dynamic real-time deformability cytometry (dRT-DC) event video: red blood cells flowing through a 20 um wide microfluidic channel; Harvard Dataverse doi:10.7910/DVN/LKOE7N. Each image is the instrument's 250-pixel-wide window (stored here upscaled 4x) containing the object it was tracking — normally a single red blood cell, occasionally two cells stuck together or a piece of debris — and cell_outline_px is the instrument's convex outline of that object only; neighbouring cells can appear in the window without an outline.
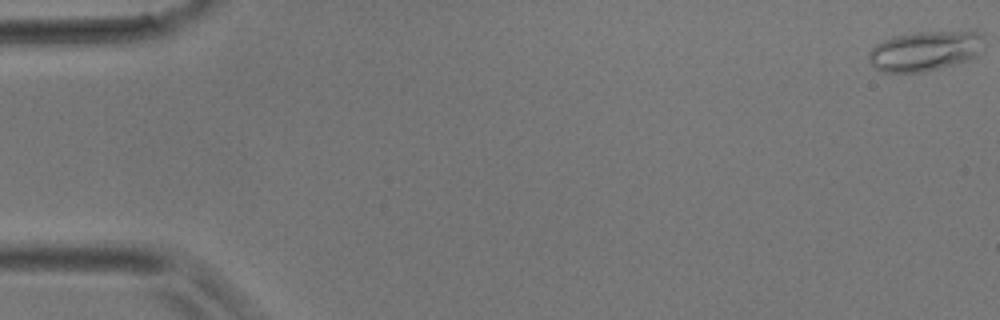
{"species": "common noctule bat (a hibernating species)", "species_latin": "Nyctalus noctula", "temperature_condition": "room temperature", "stored_images_in_passage": 6, "camera_frame_rate_fps": 3000, "um_per_image_px": 0.085, "animal": {"sex": "male", "body_mass_g": 17.9}, "frame": {"image": 1, "passage_image": 1, "time_ms": 0.0, "image_size_px": [1000, 320], "cell_outline_px": [[984, 48], [976, 56], [968, 60], [956, 64], [924, 72], [884, 72], [872, 68], [868, 60], [868, 52], [876, 44], [892, 36], [912, 32], [976, 28], [984, 32]], "centroid_in_image_um": [78.72, 4.27], "position_along_channel_um": 6.3, "area_um2": 28.26}}
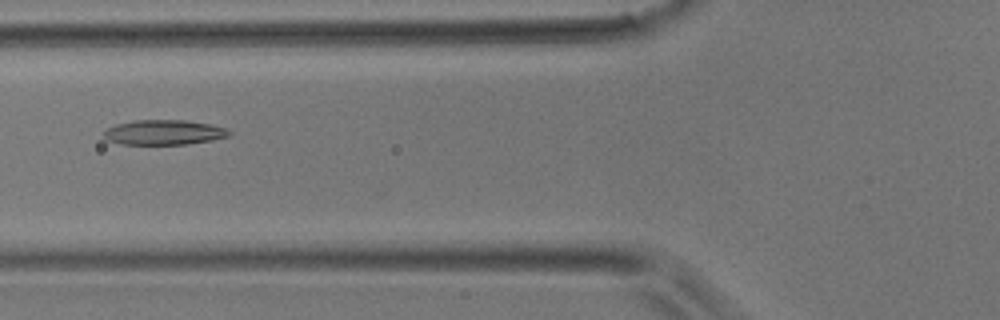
{"frame": {"image": 2, "passage_image": 6, "time_ms": 1.667, "image_size_px": [1000, 320], "cell_outline_px": [[232, 132], [228, 136], [212, 140], [188, 144], [120, 144], [108, 140], [104, 136], [104, 132], [108, 128], [116, 124], [136, 120], [184, 120], [212, 124], [224, 128]], "centroid_in_image_um": [13.95, 11.25], "position_along_channel_um": 111.9, "area_um2": 18.09}}